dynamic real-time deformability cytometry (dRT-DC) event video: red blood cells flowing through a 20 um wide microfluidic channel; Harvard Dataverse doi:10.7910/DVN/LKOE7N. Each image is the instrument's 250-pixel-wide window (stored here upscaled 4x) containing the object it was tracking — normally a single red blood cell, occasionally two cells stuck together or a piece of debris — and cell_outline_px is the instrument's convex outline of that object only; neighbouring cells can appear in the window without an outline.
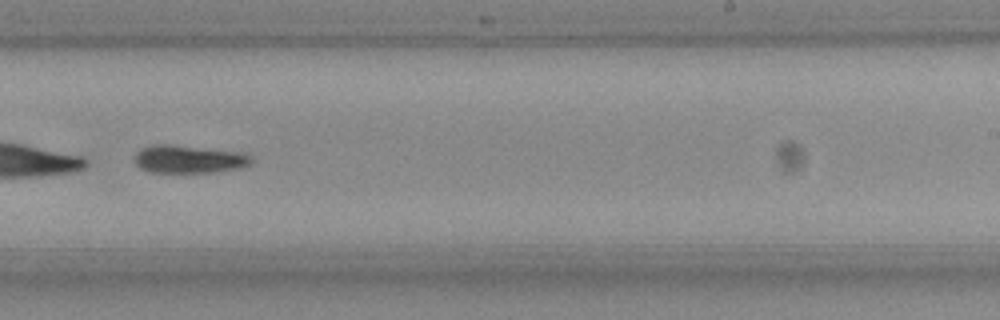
{"species": "Egyptian fruit bat (a non-hibernating species)", "species_latin": "Rousettus aegyptiacus", "temperature_condition": "room temperature", "stored_images_in_passage": 44, "segment_of_instrument_passage": [2, 2], "camera_frame_rate_fps": 3000, "um_per_image_px": 0.085, "frame": {"image": 1, "passage_image": 31, "time_ms": 10.0, "image_size_px": [1000, 320], "cell_outline_px": [[252, 164], [240, 168], [216, 172], [152, 172], [140, 168], [132, 160], [132, 156], [140, 148], [152, 144], [168, 144], [240, 152], [252, 156]], "centroid_in_image_um": [16.01, 13.52], "position_along_channel_um": 273.0, "area_um2": 19.19}}